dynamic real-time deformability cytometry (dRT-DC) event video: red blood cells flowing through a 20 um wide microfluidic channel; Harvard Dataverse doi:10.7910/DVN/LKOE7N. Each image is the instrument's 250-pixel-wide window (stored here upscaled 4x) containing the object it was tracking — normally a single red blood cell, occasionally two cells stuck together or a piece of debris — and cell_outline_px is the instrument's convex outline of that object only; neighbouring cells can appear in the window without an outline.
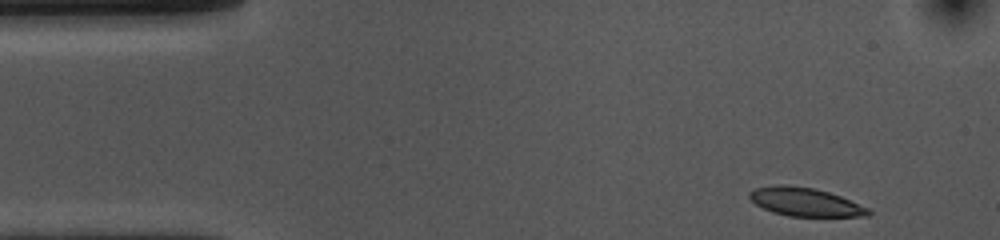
{"species": "common noctule bat (a hibernating species)", "species_latin": "Nyctalus noctula", "temperature_condition": "cold", "stored_images_in_passage": 41, "camera_frame_rate_fps": 3000, "um_per_image_px": 0.085, "animal": {"sex": "female", "body_mass_g": 10.0, "forearm_length_mm": 53.1}, "frame": {"image": 1, "passage_image": 1, "time_ms": 0.0, "image_size_px": [1000, 240], "cell_outline_px": [[872, 212], [868, 216], [788, 216], [772, 212], [756, 204], [748, 196], [748, 192], [756, 188], [776, 184], [780, 184], [812, 188], [828, 192], [840, 196], [868, 208]], "centroid_in_image_um": [68.41, 17.17], "position_along_channel_um": 16.6, "area_um2": 19.48}}
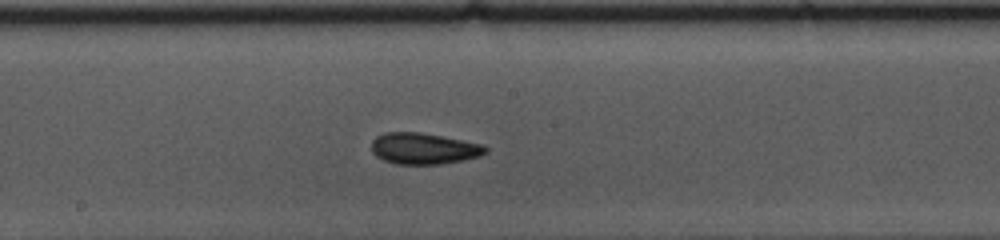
{"frame": {"image": 2, "passage_image": 23, "time_ms": 7.333, "image_size_px": [1000, 240], "cell_outline_px": [[488, 152], [480, 156], [464, 160], [440, 164], [396, 164], [384, 160], [376, 156], [372, 152], [372, 140], [376, 136], [384, 132], [420, 132], [480, 144], [488, 148]], "centroid_in_image_um": [35.99, 12.63], "position_along_channel_um": 212.2, "area_um2": 20.69}}
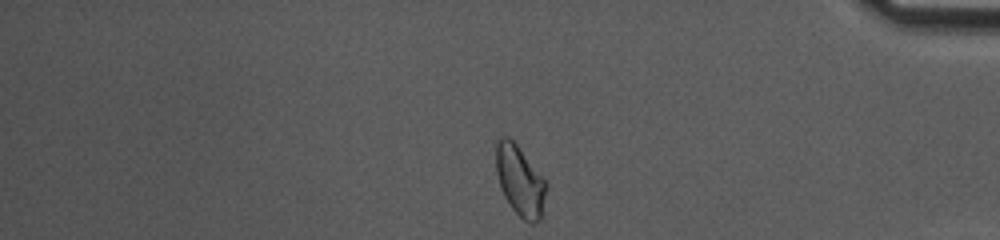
{"frame": {"image": 3, "passage_image": 40, "time_ms": 13.0, "image_size_px": [1000, 240], "cell_outline_px": [[548, 184], [540, 220], [536, 224], [528, 224], [512, 208], [504, 196], [500, 188], [496, 172], [496, 140], [500, 136], [508, 136], [516, 144]], "centroid_in_image_um": [44.19, 15.38], "position_along_channel_um": 391.0, "area_um2": 20.58}, "authors_computed_cell_mechanics": {"area_um2": 20.3456, "velocity_mm_per_s": 3.7053, "shape_relaxation_time_tau1_ms": 5.2613, "shape_relaxation_time_tau2_ms": 2.2149, "deformation_change_tau1": 0.1154, "deformation_change_tau2": 0.0722}}